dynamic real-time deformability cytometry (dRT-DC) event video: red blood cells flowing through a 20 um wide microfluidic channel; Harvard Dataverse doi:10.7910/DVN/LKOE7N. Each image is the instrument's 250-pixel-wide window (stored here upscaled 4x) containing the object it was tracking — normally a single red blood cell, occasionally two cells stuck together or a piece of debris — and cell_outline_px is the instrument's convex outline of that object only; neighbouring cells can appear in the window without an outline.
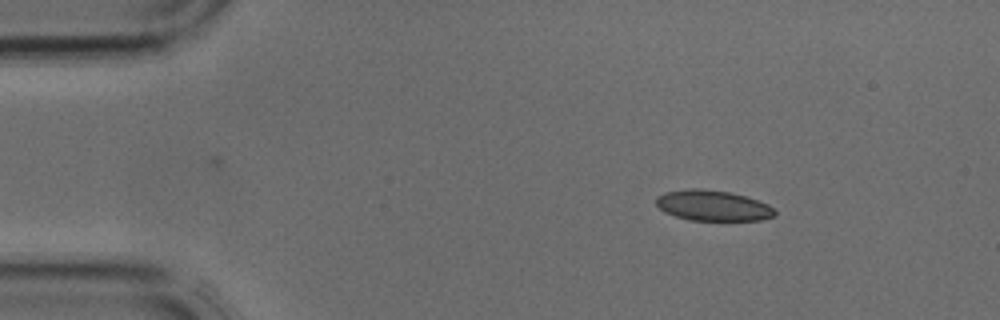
{"species": "common noctule bat (a hibernating species)", "species_latin": "Nyctalus noctula", "temperature_condition": "cold", "stored_images_in_passage": 3, "camera_frame_rate_fps": 3000, "um_per_image_px": 0.085, "animal": {"sex": "male", "body_mass_g": 17.9, "forearm_length_mm": 54.2}, "frame": {"image": 1, "passage_image": 1, "time_ms": 0.0, "image_size_px": [1000, 320], "cell_outline_px": [[776, 216], [760, 220], [688, 220], [664, 212], [656, 204], [656, 196], [664, 192], [688, 188], [700, 188], [728, 192], [744, 196], [768, 204], [776, 212]], "centroid_in_image_um": [60.56, 17.47], "position_along_channel_um": 24.4, "area_um2": 21.1}}
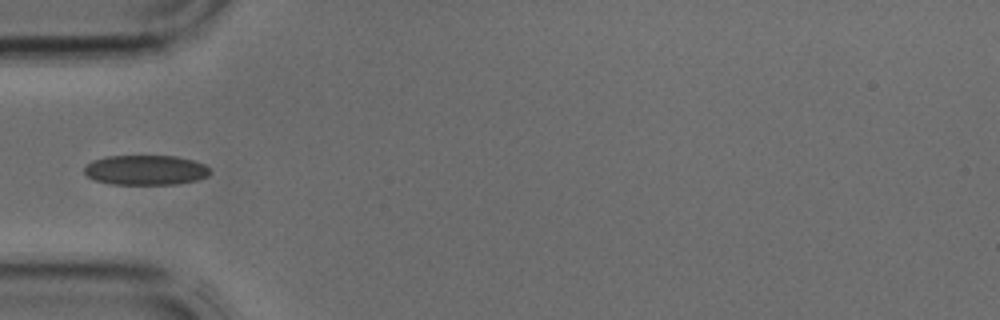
{"frame": {"image": 2, "passage_image": 3, "time_ms": 0.667, "image_size_px": [1000, 320], "cell_outline_px": [[212, 172], [208, 176], [196, 180], [176, 184], [112, 184], [96, 180], [88, 176], [84, 172], [84, 168], [92, 160], [104, 156], [176, 156], [192, 160], [204, 164]], "centroid_in_image_um": [12.38, 14.45], "position_along_channel_um": 72.6, "area_um2": 21.85}}